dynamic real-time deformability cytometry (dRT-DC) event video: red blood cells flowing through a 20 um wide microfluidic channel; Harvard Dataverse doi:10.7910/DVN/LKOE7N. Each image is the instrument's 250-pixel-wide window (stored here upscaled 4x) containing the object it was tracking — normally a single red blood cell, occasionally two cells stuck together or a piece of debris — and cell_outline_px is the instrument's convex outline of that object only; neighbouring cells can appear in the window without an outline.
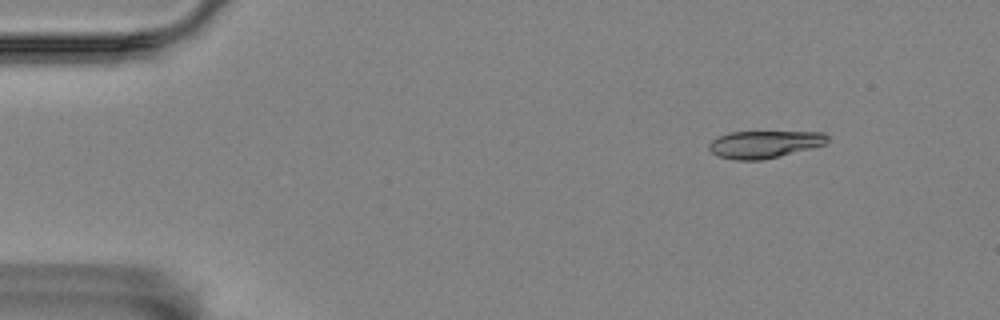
{"species": "Egyptian fruit bat (a non-hibernating species)", "species_latin": "Rousettus aegyptiacus", "temperature_condition": "room temperature", "stored_images_in_passage": 5, "camera_frame_rate_fps": 3000, "um_per_image_px": 0.085, "animal": {"sex": "female"}, "frame": {"image": 1, "passage_image": 2, "time_ms": 2.0, "image_size_px": [1000, 320], "cell_outline_px": [[828, 140], [824, 144], [812, 148], [760, 160], [736, 160], [716, 156], [708, 148], [708, 144], [712, 140], [728, 132], [824, 132], [828, 136]], "centroid_in_image_um": [64.94, 12.26], "position_along_channel_um": 20.1, "area_um2": 18.73}}
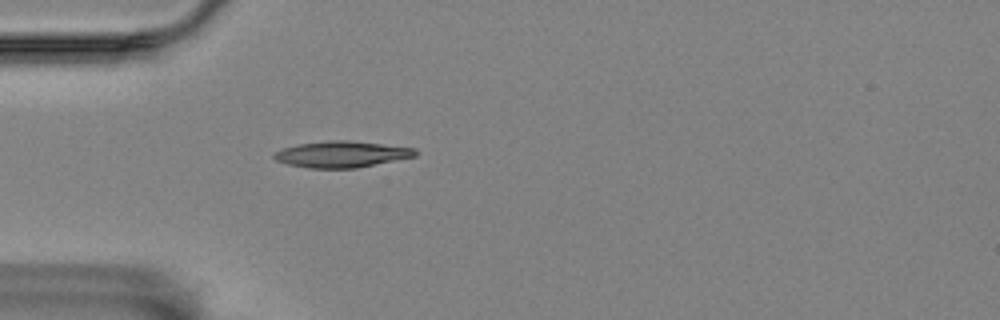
{"frame": {"image": 2, "passage_image": 5, "time_ms": 5.333, "image_size_px": [1000, 320], "cell_outline_px": [[420, 152], [416, 156], [356, 168], [308, 168], [288, 164], [276, 160], [272, 156], [276, 152], [284, 148], [300, 144], [332, 140], [348, 140], [416, 148]], "centroid_in_image_um": [29.09, 13.11], "position_along_channel_um": 55.9, "area_um2": 21.44}}